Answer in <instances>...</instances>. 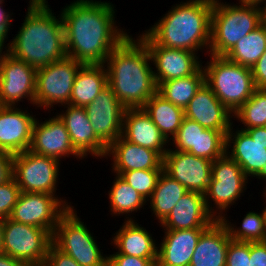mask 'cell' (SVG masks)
<instances>
[{
    "label": "cell",
    "instance_id": "6da1fadb",
    "mask_svg": "<svg viewBox=\"0 0 266 266\" xmlns=\"http://www.w3.org/2000/svg\"><path fill=\"white\" fill-rule=\"evenodd\" d=\"M109 1L76 0L61 11L66 55L82 64H105L129 34L118 28Z\"/></svg>",
    "mask_w": 266,
    "mask_h": 266
},
{
    "label": "cell",
    "instance_id": "7a4b0ae2",
    "mask_svg": "<svg viewBox=\"0 0 266 266\" xmlns=\"http://www.w3.org/2000/svg\"><path fill=\"white\" fill-rule=\"evenodd\" d=\"M49 6L47 0H30L24 22L9 41V53L36 70L67 56L61 14L57 19Z\"/></svg>",
    "mask_w": 266,
    "mask_h": 266
},
{
    "label": "cell",
    "instance_id": "3957f363",
    "mask_svg": "<svg viewBox=\"0 0 266 266\" xmlns=\"http://www.w3.org/2000/svg\"><path fill=\"white\" fill-rule=\"evenodd\" d=\"M108 85L126 108H142L157 92L146 44L128 35L108 56Z\"/></svg>",
    "mask_w": 266,
    "mask_h": 266
},
{
    "label": "cell",
    "instance_id": "277c9868",
    "mask_svg": "<svg viewBox=\"0 0 266 266\" xmlns=\"http://www.w3.org/2000/svg\"><path fill=\"white\" fill-rule=\"evenodd\" d=\"M212 9L213 0L179 2L138 37L146 45L209 53Z\"/></svg>",
    "mask_w": 266,
    "mask_h": 266
},
{
    "label": "cell",
    "instance_id": "5b68a950",
    "mask_svg": "<svg viewBox=\"0 0 266 266\" xmlns=\"http://www.w3.org/2000/svg\"><path fill=\"white\" fill-rule=\"evenodd\" d=\"M213 0L209 55L225 56L235 44L262 23L258 4Z\"/></svg>",
    "mask_w": 266,
    "mask_h": 266
},
{
    "label": "cell",
    "instance_id": "8992f818",
    "mask_svg": "<svg viewBox=\"0 0 266 266\" xmlns=\"http://www.w3.org/2000/svg\"><path fill=\"white\" fill-rule=\"evenodd\" d=\"M209 58L210 61L202 66L205 83L234 115L256 90L251 68L233 63L224 56L210 55Z\"/></svg>",
    "mask_w": 266,
    "mask_h": 266
},
{
    "label": "cell",
    "instance_id": "52a82bcc",
    "mask_svg": "<svg viewBox=\"0 0 266 266\" xmlns=\"http://www.w3.org/2000/svg\"><path fill=\"white\" fill-rule=\"evenodd\" d=\"M52 244L71 256L80 266H107L108 256L103 255L93 234L78 217L74 207L58 220L52 234Z\"/></svg>",
    "mask_w": 266,
    "mask_h": 266
},
{
    "label": "cell",
    "instance_id": "ba28073f",
    "mask_svg": "<svg viewBox=\"0 0 266 266\" xmlns=\"http://www.w3.org/2000/svg\"><path fill=\"white\" fill-rule=\"evenodd\" d=\"M248 179L251 178L227 154L213 161L210 183L204 196L206 207L216 220H220L223 213L243 196Z\"/></svg>",
    "mask_w": 266,
    "mask_h": 266
},
{
    "label": "cell",
    "instance_id": "9c48e42d",
    "mask_svg": "<svg viewBox=\"0 0 266 266\" xmlns=\"http://www.w3.org/2000/svg\"><path fill=\"white\" fill-rule=\"evenodd\" d=\"M52 235L43 228L3 220L2 253L21 261L25 266H44Z\"/></svg>",
    "mask_w": 266,
    "mask_h": 266
},
{
    "label": "cell",
    "instance_id": "30bf717a",
    "mask_svg": "<svg viewBox=\"0 0 266 266\" xmlns=\"http://www.w3.org/2000/svg\"><path fill=\"white\" fill-rule=\"evenodd\" d=\"M83 64L66 56L36 70L35 106L70 105L75 76Z\"/></svg>",
    "mask_w": 266,
    "mask_h": 266
},
{
    "label": "cell",
    "instance_id": "8fae6325",
    "mask_svg": "<svg viewBox=\"0 0 266 266\" xmlns=\"http://www.w3.org/2000/svg\"><path fill=\"white\" fill-rule=\"evenodd\" d=\"M60 162L26 150L13 155V178L21 192L56 195Z\"/></svg>",
    "mask_w": 266,
    "mask_h": 266
},
{
    "label": "cell",
    "instance_id": "7c38bea8",
    "mask_svg": "<svg viewBox=\"0 0 266 266\" xmlns=\"http://www.w3.org/2000/svg\"><path fill=\"white\" fill-rule=\"evenodd\" d=\"M72 207L71 202L53 194L21 192L9 219L46 229L52 235L60 217Z\"/></svg>",
    "mask_w": 266,
    "mask_h": 266
},
{
    "label": "cell",
    "instance_id": "4fadbf2b",
    "mask_svg": "<svg viewBox=\"0 0 266 266\" xmlns=\"http://www.w3.org/2000/svg\"><path fill=\"white\" fill-rule=\"evenodd\" d=\"M234 126L231 125L226 134V154L240 165L248 178H254L266 166V128L262 126L234 131Z\"/></svg>",
    "mask_w": 266,
    "mask_h": 266
},
{
    "label": "cell",
    "instance_id": "5bb4252c",
    "mask_svg": "<svg viewBox=\"0 0 266 266\" xmlns=\"http://www.w3.org/2000/svg\"><path fill=\"white\" fill-rule=\"evenodd\" d=\"M175 149L197 157L215 161L226 154V135L217 130L205 129L198 122L184 117L180 128L172 137Z\"/></svg>",
    "mask_w": 266,
    "mask_h": 266
},
{
    "label": "cell",
    "instance_id": "9a60e30c",
    "mask_svg": "<svg viewBox=\"0 0 266 266\" xmlns=\"http://www.w3.org/2000/svg\"><path fill=\"white\" fill-rule=\"evenodd\" d=\"M36 69L10 53L0 71V105L18 106L27 99L35 105Z\"/></svg>",
    "mask_w": 266,
    "mask_h": 266
},
{
    "label": "cell",
    "instance_id": "2e32d148",
    "mask_svg": "<svg viewBox=\"0 0 266 266\" xmlns=\"http://www.w3.org/2000/svg\"><path fill=\"white\" fill-rule=\"evenodd\" d=\"M84 108L94 133L107 147L122 136L126 107L118 100L109 85Z\"/></svg>",
    "mask_w": 266,
    "mask_h": 266
},
{
    "label": "cell",
    "instance_id": "e0dca14e",
    "mask_svg": "<svg viewBox=\"0 0 266 266\" xmlns=\"http://www.w3.org/2000/svg\"><path fill=\"white\" fill-rule=\"evenodd\" d=\"M212 163L189 152L169 148L163 157V171L188 191L205 194L211 179Z\"/></svg>",
    "mask_w": 266,
    "mask_h": 266
},
{
    "label": "cell",
    "instance_id": "ac0fdd59",
    "mask_svg": "<svg viewBox=\"0 0 266 266\" xmlns=\"http://www.w3.org/2000/svg\"><path fill=\"white\" fill-rule=\"evenodd\" d=\"M29 150L35 154L48 156L61 161L64 157L73 155L75 158L84 157L73 147L65 123L55 114L44 122L35 120L32 128V141Z\"/></svg>",
    "mask_w": 266,
    "mask_h": 266
},
{
    "label": "cell",
    "instance_id": "d6986e66",
    "mask_svg": "<svg viewBox=\"0 0 266 266\" xmlns=\"http://www.w3.org/2000/svg\"><path fill=\"white\" fill-rule=\"evenodd\" d=\"M151 55L157 87L167 80L179 79L195 74L202 66L199 54L184 49L146 45ZM156 69V70H155Z\"/></svg>",
    "mask_w": 266,
    "mask_h": 266
},
{
    "label": "cell",
    "instance_id": "ffe728a7",
    "mask_svg": "<svg viewBox=\"0 0 266 266\" xmlns=\"http://www.w3.org/2000/svg\"><path fill=\"white\" fill-rule=\"evenodd\" d=\"M35 116L27 109L0 105V150L12 155L29 150Z\"/></svg>",
    "mask_w": 266,
    "mask_h": 266
},
{
    "label": "cell",
    "instance_id": "44dd1931",
    "mask_svg": "<svg viewBox=\"0 0 266 266\" xmlns=\"http://www.w3.org/2000/svg\"><path fill=\"white\" fill-rule=\"evenodd\" d=\"M185 117L198 122L205 129L223 132L233 125L232 113L204 83L184 109Z\"/></svg>",
    "mask_w": 266,
    "mask_h": 266
},
{
    "label": "cell",
    "instance_id": "7402d4cb",
    "mask_svg": "<svg viewBox=\"0 0 266 266\" xmlns=\"http://www.w3.org/2000/svg\"><path fill=\"white\" fill-rule=\"evenodd\" d=\"M67 109L57 113L65 123L73 147L85 158L88 154L93 157H106L108 147L96 136L84 107L63 105Z\"/></svg>",
    "mask_w": 266,
    "mask_h": 266
},
{
    "label": "cell",
    "instance_id": "603a6c76",
    "mask_svg": "<svg viewBox=\"0 0 266 266\" xmlns=\"http://www.w3.org/2000/svg\"><path fill=\"white\" fill-rule=\"evenodd\" d=\"M107 156H112L115 175L130 170H163V157L157 151L127 141L123 136L108 147Z\"/></svg>",
    "mask_w": 266,
    "mask_h": 266
},
{
    "label": "cell",
    "instance_id": "cb8c5ba5",
    "mask_svg": "<svg viewBox=\"0 0 266 266\" xmlns=\"http://www.w3.org/2000/svg\"><path fill=\"white\" fill-rule=\"evenodd\" d=\"M216 218L208 211L202 193L188 191L160 223L163 230L207 228Z\"/></svg>",
    "mask_w": 266,
    "mask_h": 266
},
{
    "label": "cell",
    "instance_id": "d4e9b609",
    "mask_svg": "<svg viewBox=\"0 0 266 266\" xmlns=\"http://www.w3.org/2000/svg\"><path fill=\"white\" fill-rule=\"evenodd\" d=\"M122 136L127 141L157 151L162 157L169 150L170 141L159 131L143 108L125 109Z\"/></svg>",
    "mask_w": 266,
    "mask_h": 266
},
{
    "label": "cell",
    "instance_id": "484cf974",
    "mask_svg": "<svg viewBox=\"0 0 266 266\" xmlns=\"http://www.w3.org/2000/svg\"><path fill=\"white\" fill-rule=\"evenodd\" d=\"M205 229L165 230L163 240L158 244L156 266H189Z\"/></svg>",
    "mask_w": 266,
    "mask_h": 266
},
{
    "label": "cell",
    "instance_id": "4316f807",
    "mask_svg": "<svg viewBox=\"0 0 266 266\" xmlns=\"http://www.w3.org/2000/svg\"><path fill=\"white\" fill-rule=\"evenodd\" d=\"M231 238L221 220H215L200 235L189 266H226Z\"/></svg>",
    "mask_w": 266,
    "mask_h": 266
},
{
    "label": "cell",
    "instance_id": "83f0119b",
    "mask_svg": "<svg viewBox=\"0 0 266 266\" xmlns=\"http://www.w3.org/2000/svg\"><path fill=\"white\" fill-rule=\"evenodd\" d=\"M114 235L111 244L118 251L113 254H124L139 258H157L158 243L152 237L153 234H150L136 220L129 221L125 219L121 228Z\"/></svg>",
    "mask_w": 266,
    "mask_h": 266
},
{
    "label": "cell",
    "instance_id": "f1b7e54d",
    "mask_svg": "<svg viewBox=\"0 0 266 266\" xmlns=\"http://www.w3.org/2000/svg\"><path fill=\"white\" fill-rule=\"evenodd\" d=\"M105 64H83L74 79L70 105L85 107L108 85Z\"/></svg>",
    "mask_w": 266,
    "mask_h": 266
},
{
    "label": "cell",
    "instance_id": "f546056e",
    "mask_svg": "<svg viewBox=\"0 0 266 266\" xmlns=\"http://www.w3.org/2000/svg\"><path fill=\"white\" fill-rule=\"evenodd\" d=\"M142 108L168 141L176 134L185 117L182 108L166 100L158 92Z\"/></svg>",
    "mask_w": 266,
    "mask_h": 266
},
{
    "label": "cell",
    "instance_id": "4dcf8cb0",
    "mask_svg": "<svg viewBox=\"0 0 266 266\" xmlns=\"http://www.w3.org/2000/svg\"><path fill=\"white\" fill-rule=\"evenodd\" d=\"M187 192L188 190L182 184L162 171L152 196L147 200L151 206V212L153 211L152 214L156 216L159 223L168 216Z\"/></svg>",
    "mask_w": 266,
    "mask_h": 266
},
{
    "label": "cell",
    "instance_id": "1f68e13d",
    "mask_svg": "<svg viewBox=\"0 0 266 266\" xmlns=\"http://www.w3.org/2000/svg\"><path fill=\"white\" fill-rule=\"evenodd\" d=\"M266 51V24L261 23L241 38L224 56L229 61L252 68Z\"/></svg>",
    "mask_w": 266,
    "mask_h": 266
},
{
    "label": "cell",
    "instance_id": "d6a6232c",
    "mask_svg": "<svg viewBox=\"0 0 266 266\" xmlns=\"http://www.w3.org/2000/svg\"><path fill=\"white\" fill-rule=\"evenodd\" d=\"M204 83L205 73L203 67H201L191 76L162 82L157 87V92L166 100L184 110Z\"/></svg>",
    "mask_w": 266,
    "mask_h": 266
},
{
    "label": "cell",
    "instance_id": "836d02e7",
    "mask_svg": "<svg viewBox=\"0 0 266 266\" xmlns=\"http://www.w3.org/2000/svg\"><path fill=\"white\" fill-rule=\"evenodd\" d=\"M113 185L108 191V198L110 199V214L113 216H119L120 214L125 217L127 220H134L130 213L134 214L148 205L147 201L128 183H126L119 175L115 176ZM131 216V217H130Z\"/></svg>",
    "mask_w": 266,
    "mask_h": 266
},
{
    "label": "cell",
    "instance_id": "e575fe53",
    "mask_svg": "<svg viewBox=\"0 0 266 266\" xmlns=\"http://www.w3.org/2000/svg\"><path fill=\"white\" fill-rule=\"evenodd\" d=\"M227 214L224 213L220 219L227 228L229 236L232 240L239 242H263L266 241V229L263 211L261 213L248 212L244 216L241 226L237 228L234 224L226 219Z\"/></svg>",
    "mask_w": 266,
    "mask_h": 266
},
{
    "label": "cell",
    "instance_id": "d590c367",
    "mask_svg": "<svg viewBox=\"0 0 266 266\" xmlns=\"http://www.w3.org/2000/svg\"><path fill=\"white\" fill-rule=\"evenodd\" d=\"M233 116L244 125L241 129L264 126L266 123V89H256Z\"/></svg>",
    "mask_w": 266,
    "mask_h": 266
},
{
    "label": "cell",
    "instance_id": "8d00e7d4",
    "mask_svg": "<svg viewBox=\"0 0 266 266\" xmlns=\"http://www.w3.org/2000/svg\"><path fill=\"white\" fill-rule=\"evenodd\" d=\"M163 170H130L119 176L132 186L146 201L152 196Z\"/></svg>",
    "mask_w": 266,
    "mask_h": 266
},
{
    "label": "cell",
    "instance_id": "74e56055",
    "mask_svg": "<svg viewBox=\"0 0 266 266\" xmlns=\"http://www.w3.org/2000/svg\"><path fill=\"white\" fill-rule=\"evenodd\" d=\"M20 193L21 191L14 178L0 185V219L9 218Z\"/></svg>",
    "mask_w": 266,
    "mask_h": 266
},
{
    "label": "cell",
    "instance_id": "f35d334b",
    "mask_svg": "<svg viewBox=\"0 0 266 266\" xmlns=\"http://www.w3.org/2000/svg\"><path fill=\"white\" fill-rule=\"evenodd\" d=\"M250 242L230 240L226 266H250Z\"/></svg>",
    "mask_w": 266,
    "mask_h": 266
},
{
    "label": "cell",
    "instance_id": "ab89813d",
    "mask_svg": "<svg viewBox=\"0 0 266 266\" xmlns=\"http://www.w3.org/2000/svg\"><path fill=\"white\" fill-rule=\"evenodd\" d=\"M157 258H139L124 254L108 255L107 266H156Z\"/></svg>",
    "mask_w": 266,
    "mask_h": 266
},
{
    "label": "cell",
    "instance_id": "60d3db41",
    "mask_svg": "<svg viewBox=\"0 0 266 266\" xmlns=\"http://www.w3.org/2000/svg\"><path fill=\"white\" fill-rule=\"evenodd\" d=\"M44 266H80L71 256L58 250L53 244L49 246Z\"/></svg>",
    "mask_w": 266,
    "mask_h": 266
},
{
    "label": "cell",
    "instance_id": "b9f144b4",
    "mask_svg": "<svg viewBox=\"0 0 266 266\" xmlns=\"http://www.w3.org/2000/svg\"><path fill=\"white\" fill-rule=\"evenodd\" d=\"M256 89H266V51L251 68Z\"/></svg>",
    "mask_w": 266,
    "mask_h": 266
},
{
    "label": "cell",
    "instance_id": "7bdbcfd3",
    "mask_svg": "<svg viewBox=\"0 0 266 266\" xmlns=\"http://www.w3.org/2000/svg\"><path fill=\"white\" fill-rule=\"evenodd\" d=\"M13 178V155L0 150V185Z\"/></svg>",
    "mask_w": 266,
    "mask_h": 266
},
{
    "label": "cell",
    "instance_id": "ee69618b",
    "mask_svg": "<svg viewBox=\"0 0 266 266\" xmlns=\"http://www.w3.org/2000/svg\"><path fill=\"white\" fill-rule=\"evenodd\" d=\"M250 266H266V241L250 242Z\"/></svg>",
    "mask_w": 266,
    "mask_h": 266
},
{
    "label": "cell",
    "instance_id": "f6af8a7d",
    "mask_svg": "<svg viewBox=\"0 0 266 266\" xmlns=\"http://www.w3.org/2000/svg\"><path fill=\"white\" fill-rule=\"evenodd\" d=\"M3 5L0 4V38H8L9 28H11V21H13L12 14L4 11Z\"/></svg>",
    "mask_w": 266,
    "mask_h": 266
},
{
    "label": "cell",
    "instance_id": "bcb514c9",
    "mask_svg": "<svg viewBox=\"0 0 266 266\" xmlns=\"http://www.w3.org/2000/svg\"><path fill=\"white\" fill-rule=\"evenodd\" d=\"M0 266H25L21 261L5 253H0Z\"/></svg>",
    "mask_w": 266,
    "mask_h": 266
},
{
    "label": "cell",
    "instance_id": "7dc6e473",
    "mask_svg": "<svg viewBox=\"0 0 266 266\" xmlns=\"http://www.w3.org/2000/svg\"><path fill=\"white\" fill-rule=\"evenodd\" d=\"M5 40H6V38H0V71H1L2 64L4 62L5 57L9 54V43H7V46H5L6 45ZM3 48H5L6 50ZM3 50H5V51H3Z\"/></svg>",
    "mask_w": 266,
    "mask_h": 266
},
{
    "label": "cell",
    "instance_id": "c3c4849f",
    "mask_svg": "<svg viewBox=\"0 0 266 266\" xmlns=\"http://www.w3.org/2000/svg\"><path fill=\"white\" fill-rule=\"evenodd\" d=\"M254 177L263 179L266 182V166H264ZM264 189L266 190V187Z\"/></svg>",
    "mask_w": 266,
    "mask_h": 266
},
{
    "label": "cell",
    "instance_id": "681fc988",
    "mask_svg": "<svg viewBox=\"0 0 266 266\" xmlns=\"http://www.w3.org/2000/svg\"><path fill=\"white\" fill-rule=\"evenodd\" d=\"M264 6H261V16H262V23L266 24V0L262 3Z\"/></svg>",
    "mask_w": 266,
    "mask_h": 266
},
{
    "label": "cell",
    "instance_id": "f907efd6",
    "mask_svg": "<svg viewBox=\"0 0 266 266\" xmlns=\"http://www.w3.org/2000/svg\"><path fill=\"white\" fill-rule=\"evenodd\" d=\"M2 244H3V220L0 219V253H2Z\"/></svg>",
    "mask_w": 266,
    "mask_h": 266
},
{
    "label": "cell",
    "instance_id": "816d5d0a",
    "mask_svg": "<svg viewBox=\"0 0 266 266\" xmlns=\"http://www.w3.org/2000/svg\"><path fill=\"white\" fill-rule=\"evenodd\" d=\"M264 1L265 0H239V2H242V3L258 4L261 6Z\"/></svg>",
    "mask_w": 266,
    "mask_h": 266
},
{
    "label": "cell",
    "instance_id": "f5cc1de1",
    "mask_svg": "<svg viewBox=\"0 0 266 266\" xmlns=\"http://www.w3.org/2000/svg\"><path fill=\"white\" fill-rule=\"evenodd\" d=\"M263 192H264V193H263V194H264L263 196H264V197H265V199H266V190H264ZM265 202H266V201H265ZM262 211H263V215H264L265 229H266V207H265V208H263V210H262Z\"/></svg>",
    "mask_w": 266,
    "mask_h": 266
}]
</instances>
